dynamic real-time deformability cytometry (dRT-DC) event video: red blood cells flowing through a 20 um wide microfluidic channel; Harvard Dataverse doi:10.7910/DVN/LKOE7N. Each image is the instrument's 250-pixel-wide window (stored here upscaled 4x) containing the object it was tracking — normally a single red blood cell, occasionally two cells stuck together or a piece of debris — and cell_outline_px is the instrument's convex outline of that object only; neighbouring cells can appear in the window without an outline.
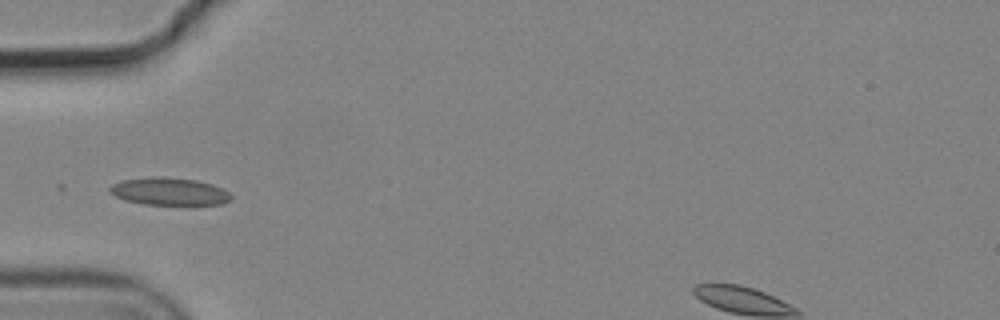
{"species": "common noctule bat (a hibernating species)", "species_latin": "Nyctalus noctula", "temperature_condition": "cold", "stored_images_in_passage": 5, "camera_frame_rate_fps": 3000, "um_per_image_px": 0.085, "animal": {"sex": "male", "body_mass_g": 19.2, "forearm_length_mm": 51.8}, "frame": {"image": 1, "passage_image": 5, "time_ms": 1.333, "image_size_px": [1000, 320], "cell_outline_px": [[232, 200], [220, 204], [144, 204], [124, 200], [116, 196], [108, 188], [112, 184], [120, 180], [148, 176], [164, 176], [196, 180], [212, 184], [228, 192], [232, 196]], "centroid_in_image_um": [14.36, 16.25], "position_along_channel_um": 70.6, "area_um2": 19.48}}